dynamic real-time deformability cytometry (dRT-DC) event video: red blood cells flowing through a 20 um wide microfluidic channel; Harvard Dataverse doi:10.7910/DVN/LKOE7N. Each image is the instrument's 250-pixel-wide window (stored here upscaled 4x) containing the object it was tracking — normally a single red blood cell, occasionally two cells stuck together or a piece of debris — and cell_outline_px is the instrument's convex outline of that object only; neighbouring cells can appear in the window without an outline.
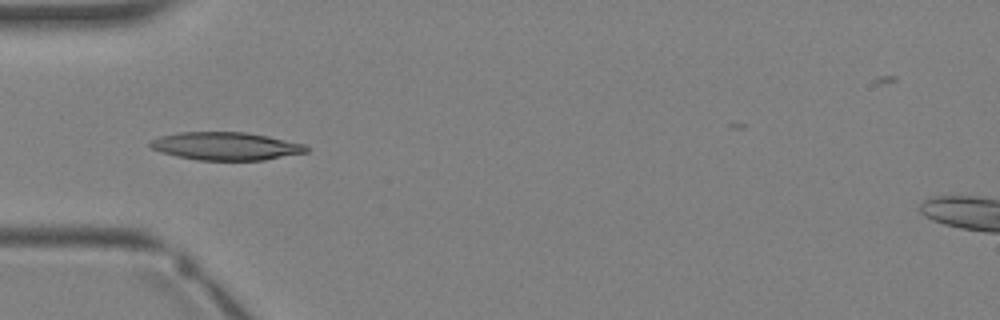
{"species": "Egyptian fruit bat (a non-hibernating species)", "species_latin": "Rousettus aegyptiacus", "temperature_condition": "warm", "stored_images_in_passage": 3, "camera_frame_rate_fps": 3000, "um_per_image_px": 0.085, "animal": {"sex": "female"}, "frame": {"image": 1, "passage_image": 3, "time_ms": 2.333, "image_size_px": [1000, 320], "cell_outline_px": [[308, 152], [264, 160], [196, 160], [176, 156], [152, 148], [148, 144], [152, 140], [160, 136], [180, 132], [244, 132], [268, 136], [304, 144], [308, 148]], "centroid_in_image_um": [19.21, 12.42], "position_along_channel_um": 65.8, "area_um2": 25.26}}